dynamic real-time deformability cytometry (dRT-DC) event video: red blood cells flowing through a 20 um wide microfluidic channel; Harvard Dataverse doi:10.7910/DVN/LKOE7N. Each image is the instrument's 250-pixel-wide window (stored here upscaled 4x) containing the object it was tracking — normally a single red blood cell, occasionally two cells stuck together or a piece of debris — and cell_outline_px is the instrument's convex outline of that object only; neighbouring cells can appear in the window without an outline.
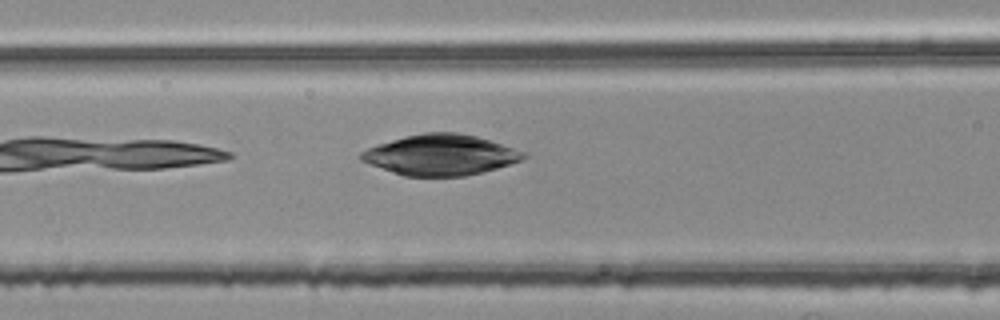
{"species": "common noctule bat (a hibernating species)", "species_latin": "Nyctalus noctula", "temperature_condition": "room temperature", "stored_images_in_passage": 4, "camera_frame_rate_fps": 3000, "um_per_image_px": 0.085, "animal": {"sex": "female", "body_mass_g": 25.1}, "frame": {"image": 1, "passage_image": 4, "time_ms": 1.0, "image_size_px": [1000, 320], "cell_outline_px": [[528, 156], [520, 160], [484, 172], [464, 176], [404, 176], [392, 172], [360, 160], [360, 152], [368, 148], [404, 136], [424, 132], [456, 132], [476, 136], [524, 152]], "centroid_in_image_um": [37.42, 13.17], "position_along_channel_um": 129.2, "area_um2": 37.97}}